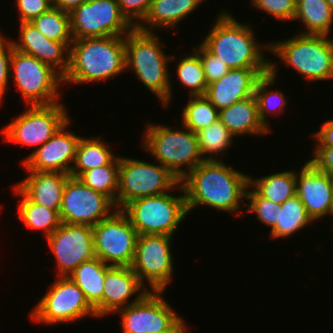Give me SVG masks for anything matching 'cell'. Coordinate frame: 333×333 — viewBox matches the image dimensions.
Instances as JSON below:
<instances>
[{"label": "cell", "mask_w": 333, "mask_h": 333, "mask_svg": "<svg viewBox=\"0 0 333 333\" xmlns=\"http://www.w3.org/2000/svg\"><path fill=\"white\" fill-rule=\"evenodd\" d=\"M189 212L201 205L239 216L246 199L249 175L222 160H205L180 181ZM242 204V205H241Z\"/></svg>", "instance_id": "6da1fadb"}, {"label": "cell", "mask_w": 333, "mask_h": 333, "mask_svg": "<svg viewBox=\"0 0 333 333\" xmlns=\"http://www.w3.org/2000/svg\"><path fill=\"white\" fill-rule=\"evenodd\" d=\"M215 20L201 41L210 53L229 69H270V59L264 56L269 42L262 45L256 40L253 25L238 21L224 8Z\"/></svg>", "instance_id": "7a4b0ae2"}, {"label": "cell", "mask_w": 333, "mask_h": 333, "mask_svg": "<svg viewBox=\"0 0 333 333\" xmlns=\"http://www.w3.org/2000/svg\"><path fill=\"white\" fill-rule=\"evenodd\" d=\"M126 71L125 36L73 39L63 84L94 83Z\"/></svg>", "instance_id": "3957f363"}, {"label": "cell", "mask_w": 333, "mask_h": 333, "mask_svg": "<svg viewBox=\"0 0 333 333\" xmlns=\"http://www.w3.org/2000/svg\"><path fill=\"white\" fill-rule=\"evenodd\" d=\"M156 33L134 28L125 36L126 70L133 69L135 77L146 89L168 107L174 93L168 63L174 62L175 58L165 54L164 43Z\"/></svg>", "instance_id": "277c9868"}, {"label": "cell", "mask_w": 333, "mask_h": 333, "mask_svg": "<svg viewBox=\"0 0 333 333\" xmlns=\"http://www.w3.org/2000/svg\"><path fill=\"white\" fill-rule=\"evenodd\" d=\"M145 127L143 143L140 144L142 149L180 181L205 161L199 149L197 134L184 125L173 129L149 121Z\"/></svg>", "instance_id": "5b68a950"}, {"label": "cell", "mask_w": 333, "mask_h": 333, "mask_svg": "<svg viewBox=\"0 0 333 333\" xmlns=\"http://www.w3.org/2000/svg\"><path fill=\"white\" fill-rule=\"evenodd\" d=\"M270 42L269 52L308 82L333 79V38L300 34Z\"/></svg>", "instance_id": "8992f818"}, {"label": "cell", "mask_w": 333, "mask_h": 333, "mask_svg": "<svg viewBox=\"0 0 333 333\" xmlns=\"http://www.w3.org/2000/svg\"><path fill=\"white\" fill-rule=\"evenodd\" d=\"M177 189L179 196L171 192ZM122 211L129 218L138 235H168L173 237L176 229L188 215L185 193L179 182L173 191L129 202Z\"/></svg>", "instance_id": "52a82bcc"}, {"label": "cell", "mask_w": 333, "mask_h": 333, "mask_svg": "<svg viewBox=\"0 0 333 333\" xmlns=\"http://www.w3.org/2000/svg\"><path fill=\"white\" fill-rule=\"evenodd\" d=\"M10 75L26 105H50L60 102L62 94L59 92V86L63 85V76L34 56L14 49L13 44Z\"/></svg>", "instance_id": "ba28073f"}, {"label": "cell", "mask_w": 333, "mask_h": 333, "mask_svg": "<svg viewBox=\"0 0 333 333\" xmlns=\"http://www.w3.org/2000/svg\"><path fill=\"white\" fill-rule=\"evenodd\" d=\"M180 182L166 167L119 156L117 209L136 199L170 192Z\"/></svg>", "instance_id": "9c48e42d"}, {"label": "cell", "mask_w": 333, "mask_h": 333, "mask_svg": "<svg viewBox=\"0 0 333 333\" xmlns=\"http://www.w3.org/2000/svg\"><path fill=\"white\" fill-rule=\"evenodd\" d=\"M48 289L31 310V320L43 325H58L75 323L86 316L97 318L83 291L69 276H58Z\"/></svg>", "instance_id": "30bf717a"}, {"label": "cell", "mask_w": 333, "mask_h": 333, "mask_svg": "<svg viewBox=\"0 0 333 333\" xmlns=\"http://www.w3.org/2000/svg\"><path fill=\"white\" fill-rule=\"evenodd\" d=\"M164 291H149L139 301L119 309L122 333L189 332L182 317L166 302Z\"/></svg>", "instance_id": "8fae6325"}, {"label": "cell", "mask_w": 333, "mask_h": 333, "mask_svg": "<svg viewBox=\"0 0 333 333\" xmlns=\"http://www.w3.org/2000/svg\"><path fill=\"white\" fill-rule=\"evenodd\" d=\"M26 108V111L0 130L5 141L38 149L71 117L61 101Z\"/></svg>", "instance_id": "7c38bea8"}, {"label": "cell", "mask_w": 333, "mask_h": 333, "mask_svg": "<svg viewBox=\"0 0 333 333\" xmlns=\"http://www.w3.org/2000/svg\"><path fill=\"white\" fill-rule=\"evenodd\" d=\"M173 237L168 235H138L132 270L149 291H165L173 280ZM146 281V282H144ZM150 287V289H149Z\"/></svg>", "instance_id": "4fadbf2b"}, {"label": "cell", "mask_w": 333, "mask_h": 333, "mask_svg": "<svg viewBox=\"0 0 333 333\" xmlns=\"http://www.w3.org/2000/svg\"><path fill=\"white\" fill-rule=\"evenodd\" d=\"M138 233L127 215L116 209L93 226L95 255L110 266L131 267Z\"/></svg>", "instance_id": "5bb4252c"}, {"label": "cell", "mask_w": 333, "mask_h": 333, "mask_svg": "<svg viewBox=\"0 0 333 333\" xmlns=\"http://www.w3.org/2000/svg\"><path fill=\"white\" fill-rule=\"evenodd\" d=\"M133 29L121 13L118 0H88L70 13L72 39L123 37Z\"/></svg>", "instance_id": "9a60e30c"}, {"label": "cell", "mask_w": 333, "mask_h": 333, "mask_svg": "<svg viewBox=\"0 0 333 333\" xmlns=\"http://www.w3.org/2000/svg\"><path fill=\"white\" fill-rule=\"evenodd\" d=\"M115 208L107 196L89 188L79 178H67L59 212L61 222L93 227L109 217Z\"/></svg>", "instance_id": "2e32d148"}, {"label": "cell", "mask_w": 333, "mask_h": 333, "mask_svg": "<svg viewBox=\"0 0 333 333\" xmlns=\"http://www.w3.org/2000/svg\"><path fill=\"white\" fill-rule=\"evenodd\" d=\"M46 240L56 258L58 276H69L82 262L96 257L92 226L61 222Z\"/></svg>", "instance_id": "e0dca14e"}, {"label": "cell", "mask_w": 333, "mask_h": 333, "mask_svg": "<svg viewBox=\"0 0 333 333\" xmlns=\"http://www.w3.org/2000/svg\"><path fill=\"white\" fill-rule=\"evenodd\" d=\"M70 123L71 118L48 141L23 158L21 164L26 171L60 172L70 175L81 138L67 129Z\"/></svg>", "instance_id": "ac0fdd59"}, {"label": "cell", "mask_w": 333, "mask_h": 333, "mask_svg": "<svg viewBox=\"0 0 333 333\" xmlns=\"http://www.w3.org/2000/svg\"><path fill=\"white\" fill-rule=\"evenodd\" d=\"M148 292L147 286L140 282L131 267L111 266L106 271L102 300L94 307L97 318L114 314L119 309L134 304ZM135 294L136 297L130 299Z\"/></svg>", "instance_id": "d6986e66"}, {"label": "cell", "mask_w": 333, "mask_h": 333, "mask_svg": "<svg viewBox=\"0 0 333 333\" xmlns=\"http://www.w3.org/2000/svg\"><path fill=\"white\" fill-rule=\"evenodd\" d=\"M296 171V195L314 221L331 217L333 178L317 170L309 161ZM300 173V174H299Z\"/></svg>", "instance_id": "ffe728a7"}, {"label": "cell", "mask_w": 333, "mask_h": 333, "mask_svg": "<svg viewBox=\"0 0 333 333\" xmlns=\"http://www.w3.org/2000/svg\"><path fill=\"white\" fill-rule=\"evenodd\" d=\"M19 41L11 39L14 49L34 56L62 76L69 66V47L72 42H57L46 38L31 22H21Z\"/></svg>", "instance_id": "44dd1931"}, {"label": "cell", "mask_w": 333, "mask_h": 333, "mask_svg": "<svg viewBox=\"0 0 333 333\" xmlns=\"http://www.w3.org/2000/svg\"><path fill=\"white\" fill-rule=\"evenodd\" d=\"M270 69H230L221 79L208 84L205 96L217 109L229 107L252 96L257 81Z\"/></svg>", "instance_id": "7402d4cb"}, {"label": "cell", "mask_w": 333, "mask_h": 333, "mask_svg": "<svg viewBox=\"0 0 333 333\" xmlns=\"http://www.w3.org/2000/svg\"><path fill=\"white\" fill-rule=\"evenodd\" d=\"M24 180L15 185L34 203L60 212L63 190L70 176L66 173L27 171Z\"/></svg>", "instance_id": "603a6c76"}, {"label": "cell", "mask_w": 333, "mask_h": 333, "mask_svg": "<svg viewBox=\"0 0 333 333\" xmlns=\"http://www.w3.org/2000/svg\"><path fill=\"white\" fill-rule=\"evenodd\" d=\"M206 0H152L144 21L137 29L144 32H155L157 29L171 32L175 27L179 33L180 21L190 15ZM157 27V28H156Z\"/></svg>", "instance_id": "cb8c5ba5"}, {"label": "cell", "mask_w": 333, "mask_h": 333, "mask_svg": "<svg viewBox=\"0 0 333 333\" xmlns=\"http://www.w3.org/2000/svg\"><path fill=\"white\" fill-rule=\"evenodd\" d=\"M219 120L234 137L245 134L262 136L270 133V129L260 120L255 94L219 110Z\"/></svg>", "instance_id": "d4e9b609"}, {"label": "cell", "mask_w": 333, "mask_h": 333, "mask_svg": "<svg viewBox=\"0 0 333 333\" xmlns=\"http://www.w3.org/2000/svg\"><path fill=\"white\" fill-rule=\"evenodd\" d=\"M110 265L98 257L82 262L69 275L73 282L83 291L88 303L94 308L103 297L104 279Z\"/></svg>", "instance_id": "484cf974"}, {"label": "cell", "mask_w": 333, "mask_h": 333, "mask_svg": "<svg viewBox=\"0 0 333 333\" xmlns=\"http://www.w3.org/2000/svg\"><path fill=\"white\" fill-rule=\"evenodd\" d=\"M294 21L303 23L300 34L329 36L333 25V11L327 0H297Z\"/></svg>", "instance_id": "4316f807"}, {"label": "cell", "mask_w": 333, "mask_h": 333, "mask_svg": "<svg viewBox=\"0 0 333 333\" xmlns=\"http://www.w3.org/2000/svg\"><path fill=\"white\" fill-rule=\"evenodd\" d=\"M107 144L100 136L89 139L81 137L70 176L78 178L84 171L110 164L117 155L113 154Z\"/></svg>", "instance_id": "83f0119b"}, {"label": "cell", "mask_w": 333, "mask_h": 333, "mask_svg": "<svg viewBox=\"0 0 333 333\" xmlns=\"http://www.w3.org/2000/svg\"><path fill=\"white\" fill-rule=\"evenodd\" d=\"M12 188L14 195L21 197L17 210L21 222L27 228L43 231L46 239L60 226L59 213L56 210L32 202L16 185Z\"/></svg>", "instance_id": "f1b7e54d"}, {"label": "cell", "mask_w": 333, "mask_h": 333, "mask_svg": "<svg viewBox=\"0 0 333 333\" xmlns=\"http://www.w3.org/2000/svg\"><path fill=\"white\" fill-rule=\"evenodd\" d=\"M249 174V185L263 198L282 204L296 195V170L280 171L253 179Z\"/></svg>", "instance_id": "f546056e"}, {"label": "cell", "mask_w": 333, "mask_h": 333, "mask_svg": "<svg viewBox=\"0 0 333 333\" xmlns=\"http://www.w3.org/2000/svg\"><path fill=\"white\" fill-rule=\"evenodd\" d=\"M276 63L273 60H270V71L268 74L263 75L256 83L255 86V96L258 102V110H259V117L263 124L270 130L271 127L269 126L268 121V114L276 115V111L282 113L285 108L287 107V99L281 90H268L271 89L272 85L274 86L275 81L277 78V69Z\"/></svg>", "instance_id": "4dcf8cb0"}, {"label": "cell", "mask_w": 333, "mask_h": 333, "mask_svg": "<svg viewBox=\"0 0 333 333\" xmlns=\"http://www.w3.org/2000/svg\"><path fill=\"white\" fill-rule=\"evenodd\" d=\"M312 222L303 203L297 195H294L279 206L278 221L269 231V238H289Z\"/></svg>", "instance_id": "1f68e13d"}, {"label": "cell", "mask_w": 333, "mask_h": 333, "mask_svg": "<svg viewBox=\"0 0 333 333\" xmlns=\"http://www.w3.org/2000/svg\"><path fill=\"white\" fill-rule=\"evenodd\" d=\"M78 178L89 188L107 196L117 209L119 156L110 164L84 171Z\"/></svg>", "instance_id": "d6a6232c"}, {"label": "cell", "mask_w": 333, "mask_h": 333, "mask_svg": "<svg viewBox=\"0 0 333 333\" xmlns=\"http://www.w3.org/2000/svg\"><path fill=\"white\" fill-rule=\"evenodd\" d=\"M196 134L204 160H222L218 157L228 150L233 143L232 139L235 138L219 119L210 126L199 130ZM218 154L219 156H217Z\"/></svg>", "instance_id": "836d02e7"}, {"label": "cell", "mask_w": 333, "mask_h": 333, "mask_svg": "<svg viewBox=\"0 0 333 333\" xmlns=\"http://www.w3.org/2000/svg\"><path fill=\"white\" fill-rule=\"evenodd\" d=\"M182 110V123L192 132L210 126L219 119L217 110L205 95L189 96Z\"/></svg>", "instance_id": "e575fe53"}, {"label": "cell", "mask_w": 333, "mask_h": 333, "mask_svg": "<svg viewBox=\"0 0 333 333\" xmlns=\"http://www.w3.org/2000/svg\"><path fill=\"white\" fill-rule=\"evenodd\" d=\"M192 53V54H190ZM188 56H184L177 64L176 75L179 83L184 88L190 89L189 96L205 95L208 88V83L205 78L203 65L200 61L198 53L193 49Z\"/></svg>", "instance_id": "d590c367"}, {"label": "cell", "mask_w": 333, "mask_h": 333, "mask_svg": "<svg viewBox=\"0 0 333 333\" xmlns=\"http://www.w3.org/2000/svg\"><path fill=\"white\" fill-rule=\"evenodd\" d=\"M31 23L48 39L57 42H72L70 14L51 7L47 12L34 18Z\"/></svg>", "instance_id": "8d00e7d4"}, {"label": "cell", "mask_w": 333, "mask_h": 333, "mask_svg": "<svg viewBox=\"0 0 333 333\" xmlns=\"http://www.w3.org/2000/svg\"><path fill=\"white\" fill-rule=\"evenodd\" d=\"M245 200H248V203H246L247 208L241 212L255 213L258 221L269 226L270 229L276 225L280 204L261 197L250 185L247 187Z\"/></svg>", "instance_id": "74e56055"}, {"label": "cell", "mask_w": 333, "mask_h": 333, "mask_svg": "<svg viewBox=\"0 0 333 333\" xmlns=\"http://www.w3.org/2000/svg\"><path fill=\"white\" fill-rule=\"evenodd\" d=\"M297 0H251V6L262 10L268 15L279 20H292L296 13Z\"/></svg>", "instance_id": "f35d334b"}, {"label": "cell", "mask_w": 333, "mask_h": 333, "mask_svg": "<svg viewBox=\"0 0 333 333\" xmlns=\"http://www.w3.org/2000/svg\"><path fill=\"white\" fill-rule=\"evenodd\" d=\"M203 65L208 84L221 79L230 69L219 58L210 53L201 43L194 47Z\"/></svg>", "instance_id": "ab89813d"}, {"label": "cell", "mask_w": 333, "mask_h": 333, "mask_svg": "<svg viewBox=\"0 0 333 333\" xmlns=\"http://www.w3.org/2000/svg\"><path fill=\"white\" fill-rule=\"evenodd\" d=\"M0 32V103H2L8 88L10 76V61L12 54L11 39L5 37L4 33Z\"/></svg>", "instance_id": "60d3db41"}, {"label": "cell", "mask_w": 333, "mask_h": 333, "mask_svg": "<svg viewBox=\"0 0 333 333\" xmlns=\"http://www.w3.org/2000/svg\"><path fill=\"white\" fill-rule=\"evenodd\" d=\"M151 2L152 0H118L121 13L134 28L144 21Z\"/></svg>", "instance_id": "b9f144b4"}, {"label": "cell", "mask_w": 333, "mask_h": 333, "mask_svg": "<svg viewBox=\"0 0 333 333\" xmlns=\"http://www.w3.org/2000/svg\"><path fill=\"white\" fill-rule=\"evenodd\" d=\"M19 23L31 22L34 18L47 12L53 4L49 0H16Z\"/></svg>", "instance_id": "7bdbcfd3"}, {"label": "cell", "mask_w": 333, "mask_h": 333, "mask_svg": "<svg viewBox=\"0 0 333 333\" xmlns=\"http://www.w3.org/2000/svg\"><path fill=\"white\" fill-rule=\"evenodd\" d=\"M308 161L320 172L333 178V147L316 146Z\"/></svg>", "instance_id": "ee69618b"}, {"label": "cell", "mask_w": 333, "mask_h": 333, "mask_svg": "<svg viewBox=\"0 0 333 333\" xmlns=\"http://www.w3.org/2000/svg\"><path fill=\"white\" fill-rule=\"evenodd\" d=\"M320 129L312 132V138L317 143L315 146H329L333 147V119L325 121L320 125Z\"/></svg>", "instance_id": "f6af8a7d"}, {"label": "cell", "mask_w": 333, "mask_h": 333, "mask_svg": "<svg viewBox=\"0 0 333 333\" xmlns=\"http://www.w3.org/2000/svg\"><path fill=\"white\" fill-rule=\"evenodd\" d=\"M87 1L88 0H55L53 7L70 14L76 7Z\"/></svg>", "instance_id": "bcb514c9"}, {"label": "cell", "mask_w": 333, "mask_h": 333, "mask_svg": "<svg viewBox=\"0 0 333 333\" xmlns=\"http://www.w3.org/2000/svg\"><path fill=\"white\" fill-rule=\"evenodd\" d=\"M332 208H331V217H333V186H332ZM332 227H333V224H332Z\"/></svg>", "instance_id": "7dc6e473"}, {"label": "cell", "mask_w": 333, "mask_h": 333, "mask_svg": "<svg viewBox=\"0 0 333 333\" xmlns=\"http://www.w3.org/2000/svg\"><path fill=\"white\" fill-rule=\"evenodd\" d=\"M328 1V4L330 5L332 11H333V0H327Z\"/></svg>", "instance_id": "c3c4849f"}, {"label": "cell", "mask_w": 333, "mask_h": 333, "mask_svg": "<svg viewBox=\"0 0 333 333\" xmlns=\"http://www.w3.org/2000/svg\"><path fill=\"white\" fill-rule=\"evenodd\" d=\"M165 333H188V332H165Z\"/></svg>", "instance_id": "681fc988"}]
</instances>
